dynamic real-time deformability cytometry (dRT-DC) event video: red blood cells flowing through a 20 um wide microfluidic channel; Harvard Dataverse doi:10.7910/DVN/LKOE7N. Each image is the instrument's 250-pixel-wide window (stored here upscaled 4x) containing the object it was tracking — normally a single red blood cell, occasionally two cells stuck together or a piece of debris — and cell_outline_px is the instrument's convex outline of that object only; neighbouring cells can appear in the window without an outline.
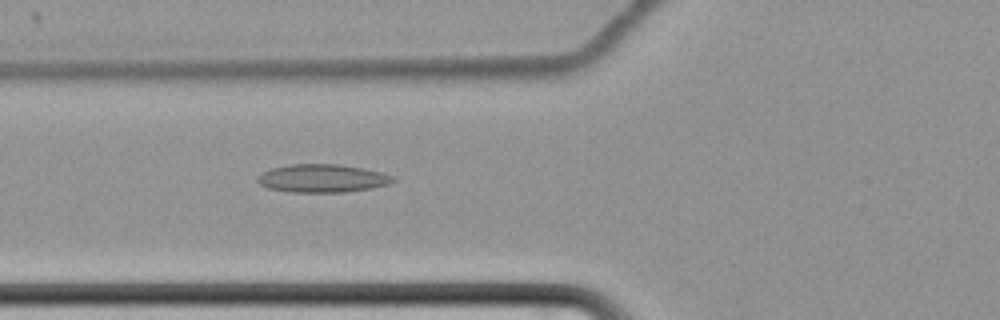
{"species": "common noctule bat (a hibernating species)", "species_latin": "Nyctalus noctula", "temperature_condition": "cold", "stored_images_in_passage": 57, "camera_frame_rate_fps": 3000, "um_per_image_px": 0.085, "animal": {"sex": "female", "body_mass_g": 22.7, "forearm_length_mm": 54.2}, "frame": {"image": 1, "passage_image": 20, "time_ms": 6.333, "image_size_px": [1000, 320], "cell_outline_px": [[396, 180], [388, 184], [372, 188], [344, 192], [288, 192], [268, 188], [260, 184], [256, 180], [264, 172], [272, 168], [288, 164], [340, 164], [364, 168], [396, 176]], "centroid_in_image_um": [27.43, 15.15], "position_along_channel_um": 98.4, "area_um2": 22.25}}
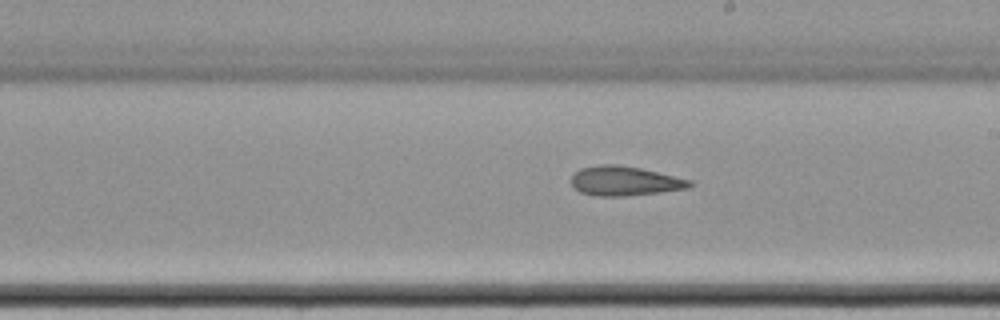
{"frame": {"image": 2, "passage_image": 32, "time_ms": 10.333, "image_size_px": [1000, 320], "cell_outline_px": [[692, 184], [688, 188], [660, 192], [624, 196], [592, 196], [580, 192], [572, 184], [572, 176], [580, 168], [600, 164], [616, 164], [640, 168], [692, 180]], "centroid_in_image_um": [53.08, 15.38], "position_along_channel_um": 235.9, "area_um2": 20.23}}
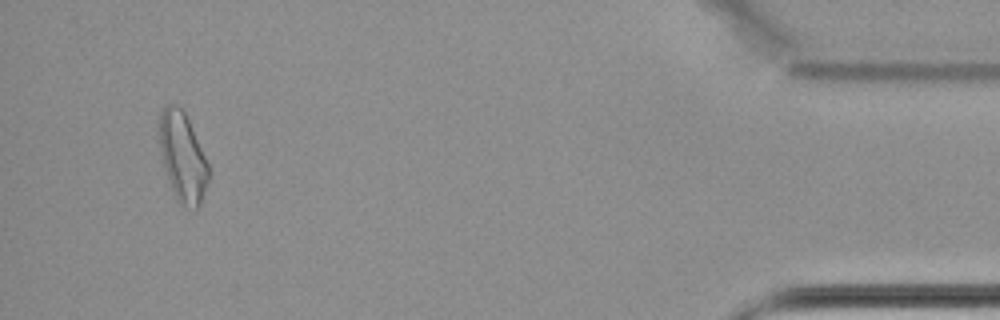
{"frame": {"image": 3, "passage_image": 54, "time_ms": 17.667, "image_size_px": [1000, 320], "cell_outline_px": [[208, 180], [200, 204], [196, 212], [184, 208], [176, 200], [164, 168], [160, 148], [160, 112], [168, 104], [180, 104], [188, 120], [208, 164]], "centroid_in_image_um": [15.52, 13.4], "position_along_channel_um": 419.7, "area_um2": 25.37}, "authors_computed_cell_mechanics": {"area_um2": 22.5998, "velocity_mm_per_s": 3.433, "shape_relaxation_time_tau1_ms": null, "shape_relaxation_time_tau2_ms": 6.6119, "deformation_change_tau1": null, "deformation_change_tau2": 0.166}}